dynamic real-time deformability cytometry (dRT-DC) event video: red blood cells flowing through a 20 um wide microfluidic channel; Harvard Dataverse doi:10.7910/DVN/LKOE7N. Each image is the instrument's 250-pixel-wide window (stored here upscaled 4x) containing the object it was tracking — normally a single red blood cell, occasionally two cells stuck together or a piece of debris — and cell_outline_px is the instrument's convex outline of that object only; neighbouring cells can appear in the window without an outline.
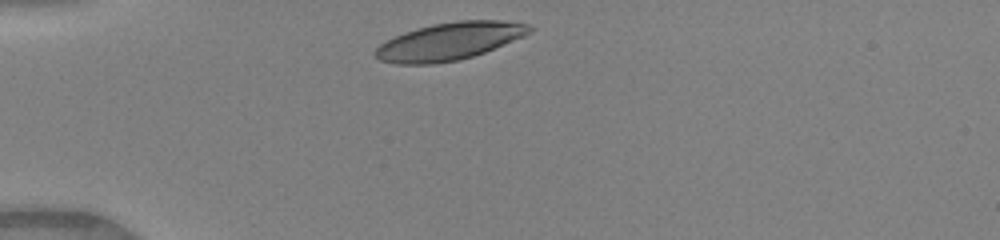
{"species": "human", "species_latin": "Homo sapiens", "temperature_condition": "warm", "stored_images_in_passage": 3, "camera_frame_rate_fps": 3000, "um_per_image_px": 0.085, "donor": {"sex": "female"}, "frame": {"image": 1, "passage_image": 1, "time_ms": 0.0, "image_size_px": [1000, 240], "cell_outline_px": [[536, 28], [532, 32], [524, 36], [484, 52], [460, 60], [432, 64], [396, 64], [380, 60], [376, 56], [376, 48], [380, 44], [404, 32], [416, 28], [432, 24], [456, 20], [500, 20], [528, 24]], "centroid_in_image_um": [38.23, 3.5], "position_along_channel_um": 46.8, "area_um2": 33.64}}